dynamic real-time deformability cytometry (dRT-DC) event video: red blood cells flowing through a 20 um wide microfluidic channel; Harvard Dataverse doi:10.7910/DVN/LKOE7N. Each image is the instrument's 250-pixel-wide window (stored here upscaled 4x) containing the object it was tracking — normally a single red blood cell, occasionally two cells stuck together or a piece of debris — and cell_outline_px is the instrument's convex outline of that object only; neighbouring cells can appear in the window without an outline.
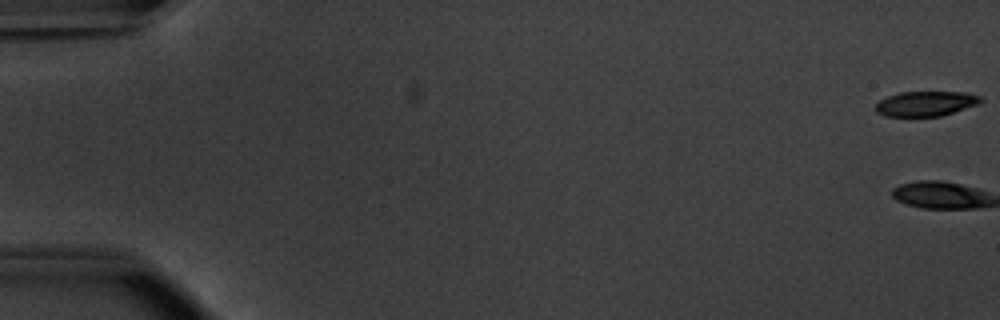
{"species": "common noctule bat (a hibernating species)", "species_latin": "Nyctalus noctula", "temperature_condition": "warm", "stored_images_in_passage": 54, "camera_frame_rate_fps": 3000, "um_per_image_px": 0.085, "animal": {"sex": "male", "body_mass_g": 20.1, "forearm_length_mm": 53.5}, "frame": {"image": 1, "passage_image": 1, "time_ms": 0.0, "image_size_px": [1000, 320], "cell_outline_px": [[984, 100], [980, 104], [940, 116], [884, 116], [876, 112], [876, 104], [880, 100], [888, 96], [900, 92], [968, 92], [980, 96]], "centroid_in_image_um": [78.73, 8.8], "position_along_channel_um": 6.3, "area_um2": 15.32}, "authors_computed_cell_mechanics": {"area_um2": 19.941, "velocity_mm_per_s": 3.7998, "shape_relaxation_time_tau1_ms": 1.8247, "shape_relaxation_time_tau2_ms": 4.4717, "deformation_change_tau1": 0.2682, "deformation_change_tau2": 0.1206}}